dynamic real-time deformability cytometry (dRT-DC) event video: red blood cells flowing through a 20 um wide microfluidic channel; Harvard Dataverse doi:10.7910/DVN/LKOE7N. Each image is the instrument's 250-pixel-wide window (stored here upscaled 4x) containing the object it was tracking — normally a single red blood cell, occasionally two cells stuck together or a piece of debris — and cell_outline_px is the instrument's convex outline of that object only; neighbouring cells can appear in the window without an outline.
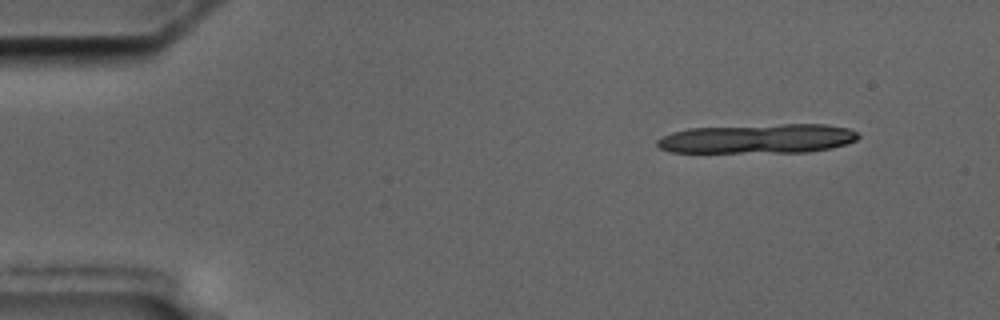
{"species": "common noctule bat (a hibernating species)", "species_latin": "Nyctalus noctula", "temperature_condition": "cold", "stored_images_in_passage": 6, "segment_of_instrument_passage": [1, 2], "camera_frame_rate_fps": 3000, "um_per_image_px": 0.085, "animal": {"sex": "male", "body_mass_g": 17.5, "forearm_length_mm": 52.3}, "frame": {"image": 1, "passage_image": 1, "time_ms": 0.0, "image_size_px": [1000, 320], "cell_outline_px": [[860, 136], [856, 140], [848, 144], [832, 148], [808, 152], [668, 152], [660, 148], [656, 144], [656, 140], [672, 132], [688, 128], [784, 124], [824, 124], [848, 128], [856, 132]], "centroid_in_image_um": [64.43, 11.79], "position_along_channel_um": 20.6, "area_um2": 34.51}}